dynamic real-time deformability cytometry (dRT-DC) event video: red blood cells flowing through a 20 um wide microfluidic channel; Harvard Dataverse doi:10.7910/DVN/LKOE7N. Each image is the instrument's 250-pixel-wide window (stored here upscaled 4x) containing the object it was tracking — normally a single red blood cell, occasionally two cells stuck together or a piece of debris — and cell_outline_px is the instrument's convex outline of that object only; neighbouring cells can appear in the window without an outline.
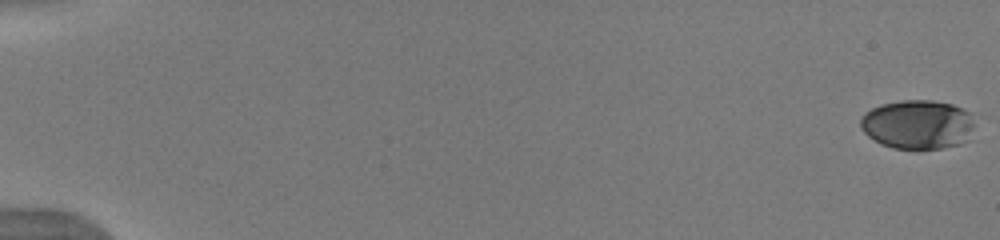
{"species": "human", "species_latin": "Homo sapiens", "temperature_condition": "warm", "stored_images_in_passage": 34, "camera_frame_rate_fps": 3000, "um_per_image_px": 0.085, "donor": {"sex": "male"}, "frame": {"image": 1, "passage_image": 1, "time_ms": 0.0, "image_size_px": [1000, 240], "cell_outline_px": [[976, 116], [972, 140], [960, 144], [944, 148], [892, 148], [880, 144], [868, 136], [860, 128], [860, 116], [872, 108], [880, 104], [900, 100], [932, 100], [952, 104]], "centroid_in_image_um": [78.05, 10.58], "position_along_channel_um": 7.0, "area_um2": 33.41}}
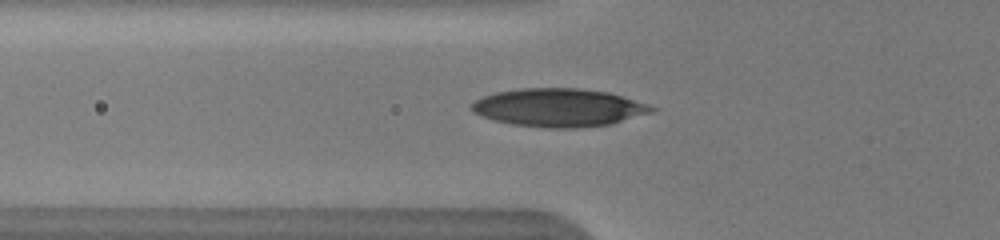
{"frame": {"image": 2, "passage_image": 16, "time_ms": 5.0, "image_size_px": [1000, 240], "cell_outline_px": [[656, 108], [652, 112], [608, 124], [576, 128], [544, 128], [512, 124], [492, 120], [480, 116], [472, 112], [468, 104], [484, 96], [496, 92], [524, 88], [580, 88], [608, 92], [648, 104]], "centroid_in_image_um": [47.42, 9.14], "position_along_channel_um": 78.4, "area_um2": 39.94}}
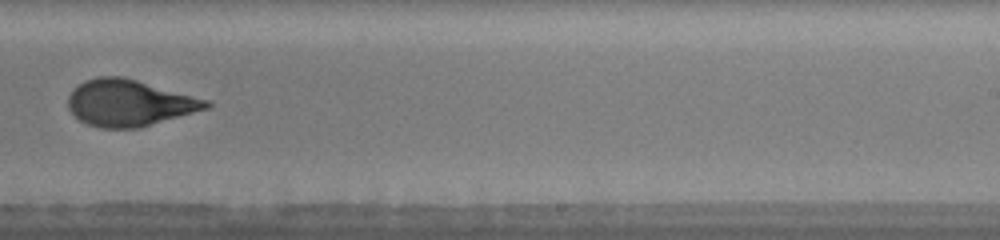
{"frame": {"image": 3, "passage_image": 22, "time_ms": 7.0, "image_size_px": [1000, 240], "cell_outline_px": [[212, 104], [208, 108], [140, 128], [100, 128], [88, 124], [72, 116], [68, 108], [68, 96], [84, 80], [100, 76], [124, 76], [208, 100]], "centroid_in_image_um": [10.96, 8.75], "position_along_channel_um": 278.0, "area_um2": 37.34}}